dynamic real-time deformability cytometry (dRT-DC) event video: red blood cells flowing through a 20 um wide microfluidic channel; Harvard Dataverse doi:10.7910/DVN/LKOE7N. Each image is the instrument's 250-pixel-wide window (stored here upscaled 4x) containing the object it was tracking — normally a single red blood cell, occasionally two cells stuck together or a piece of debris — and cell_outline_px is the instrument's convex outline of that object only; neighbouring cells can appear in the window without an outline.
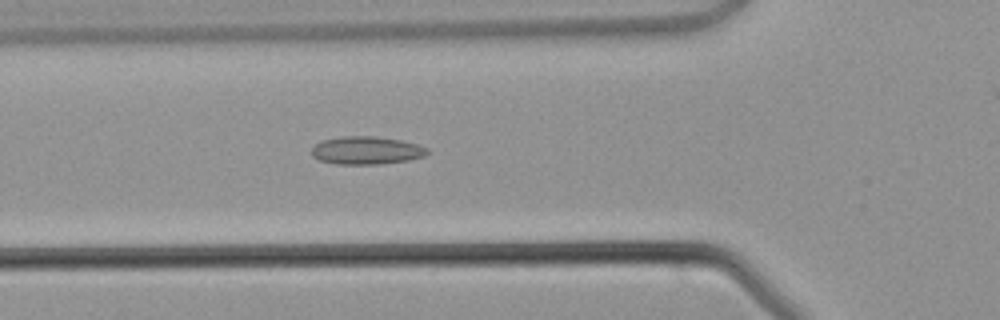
{"species": "common noctule bat (a hibernating species)", "species_latin": "Nyctalus noctula", "temperature_condition": "warm", "stored_images_in_passage": 33, "camera_frame_rate_fps": 3000, "um_per_image_px": 0.085, "animal": {"sex": "male", "body_mass_g": 21.5, "forearm_length_mm": 52.0}, "frame": {"image": 1, "passage_image": 12, "time_ms": 3.667, "image_size_px": [1000, 320], "cell_outline_px": [[428, 152], [424, 156], [408, 160], [380, 164], [336, 164], [320, 160], [312, 156], [312, 148], [316, 144], [324, 140], [340, 136], [372, 136], [400, 140], [416, 144], [428, 148]], "centroid_in_image_um": [31.14, 12.79], "position_along_channel_um": 94.7, "area_um2": 18.67}}
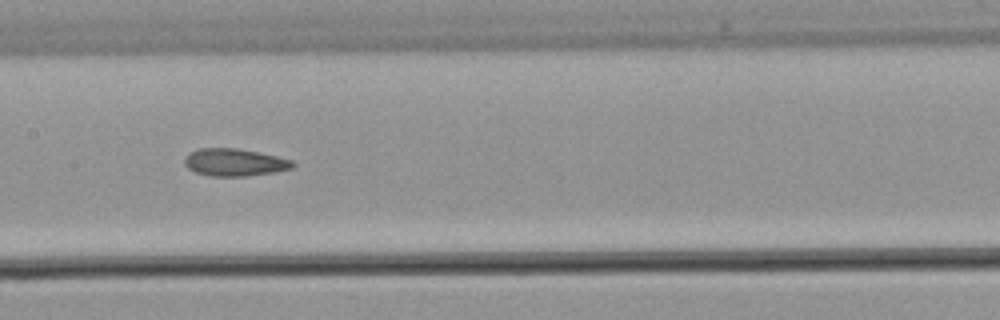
{"frame": {"image": 2, "passage_image": 18, "time_ms": 5.667, "image_size_px": [1000, 320], "cell_outline_px": [[296, 164], [292, 168], [272, 172], [244, 176], [212, 176], [196, 172], [188, 168], [184, 164], [184, 160], [196, 148], [236, 148], [276, 156], [292, 160]], "centroid_in_image_um": [19.93, 13.8], "position_along_channel_um": 187.5, "area_um2": 16.99}}
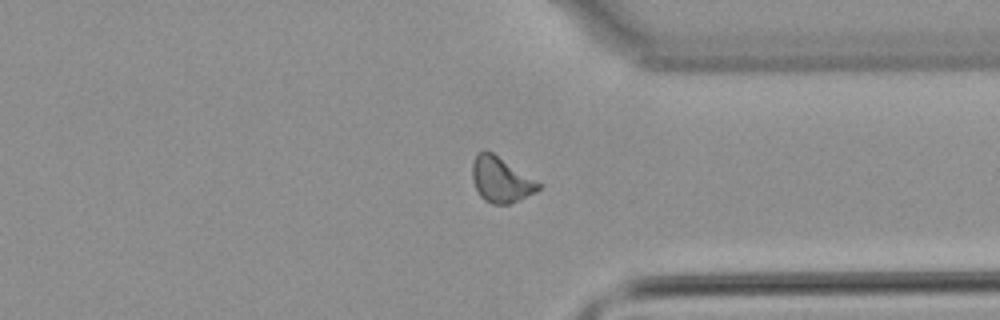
{"frame": {"image": 3, "passage_image": 30, "time_ms": 9.667, "image_size_px": [1000, 320], "cell_outline_px": [[544, 184], [536, 192], [508, 204], [492, 204], [484, 200], [480, 196], [476, 188], [472, 176], [472, 164], [476, 156], [480, 152], [492, 152]], "centroid_in_image_um": [42.61, 15.29], "position_along_channel_um": 368.8, "area_um2": 17.34}}